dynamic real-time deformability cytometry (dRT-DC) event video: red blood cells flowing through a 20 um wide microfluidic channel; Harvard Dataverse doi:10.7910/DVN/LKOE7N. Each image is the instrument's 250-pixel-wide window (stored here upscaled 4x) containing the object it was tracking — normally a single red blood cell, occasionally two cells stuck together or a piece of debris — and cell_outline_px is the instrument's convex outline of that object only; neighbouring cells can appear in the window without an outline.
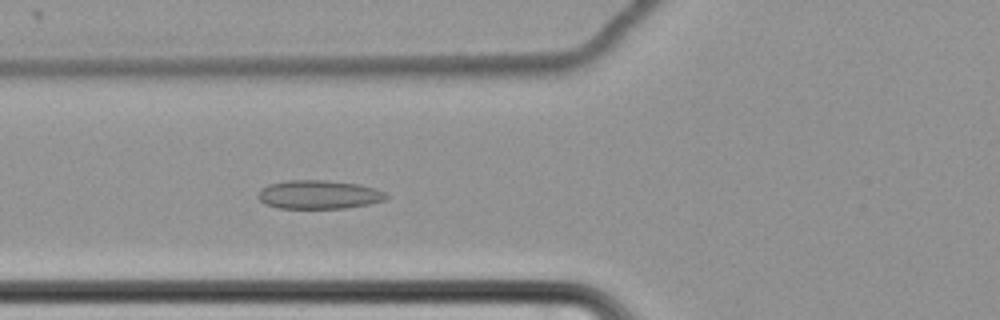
{"species": "common noctule bat (a hibernating species)", "species_latin": "Nyctalus noctula", "temperature_condition": "cold", "stored_images_in_passage": 44, "camera_frame_rate_fps": 3000, "um_per_image_px": 0.085, "animal": {"sex": "female", "body_mass_g": 22.7, "forearm_length_mm": 54.2}, "frame": {"image": 1, "passage_image": 7, "time_ms": 2.0, "image_size_px": [1000, 320], "cell_outline_px": [[388, 200], [368, 204], [344, 208], [280, 208], [264, 204], [256, 196], [260, 188], [268, 184], [288, 180], [328, 180], [360, 184], [376, 188], [384, 192], [388, 196]], "centroid_in_image_um": [27.1, 16.53], "position_along_channel_um": 98.7, "area_um2": 21.68}}
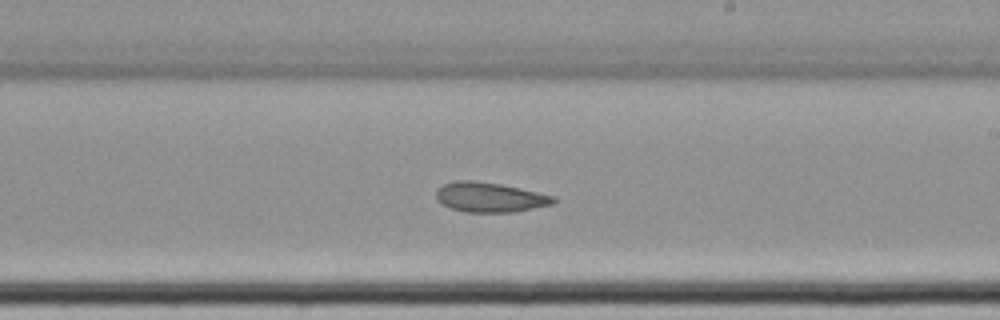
{"frame": {"image": 2, "passage_image": 20, "time_ms": 6.333, "image_size_px": [1000, 320], "cell_outline_px": [[560, 200], [552, 204], [512, 212], [464, 212], [452, 208], [436, 200], [436, 192], [444, 184], [456, 180], [472, 180], [500, 184], [556, 196]], "centroid_in_image_um": [41.66, 16.76], "position_along_channel_um": 247.3, "area_um2": 20.23}}
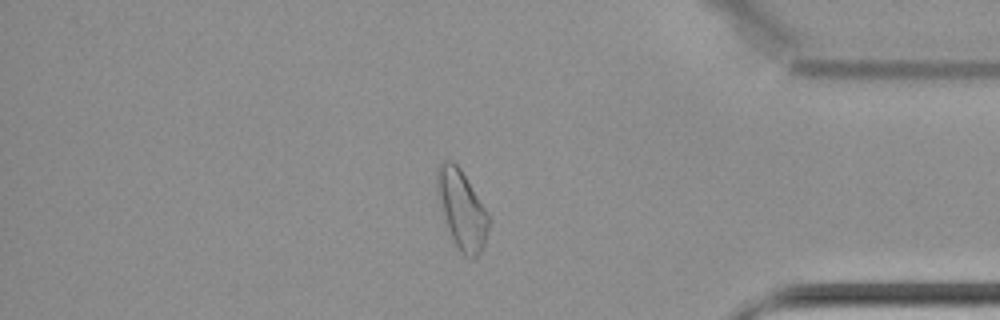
{"frame": {"image": 3, "passage_image": 35, "time_ms": 11.333, "image_size_px": [1000, 320], "cell_outline_px": [[492, 220], [484, 248], [472, 260], [464, 256], [460, 252], [452, 240], [444, 216], [436, 188], [436, 168], [444, 160], [452, 160], [460, 168], [488, 212]], "centroid_in_image_um": [39.29, 17.84], "position_along_channel_um": 395.9, "area_um2": 23.99}}